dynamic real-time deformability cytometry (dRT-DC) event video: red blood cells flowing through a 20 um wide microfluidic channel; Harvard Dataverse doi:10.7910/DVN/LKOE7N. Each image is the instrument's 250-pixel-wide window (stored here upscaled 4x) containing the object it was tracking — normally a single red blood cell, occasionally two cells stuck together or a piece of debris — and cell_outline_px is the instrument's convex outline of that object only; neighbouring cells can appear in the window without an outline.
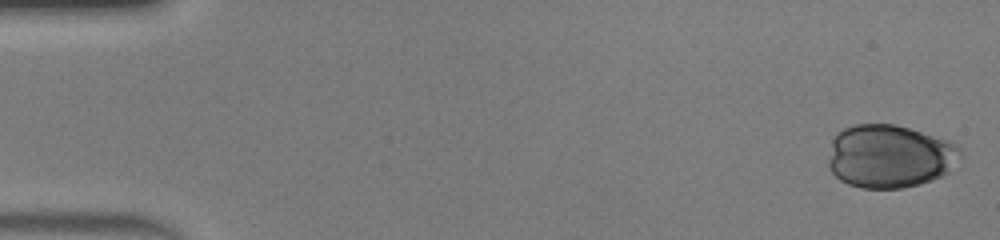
{"species": "human", "species_latin": "Homo sapiens", "temperature_condition": "warm", "stored_images_in_passage": 40, "camera_frame_rate_fps": 3000, "um_per_image_px": 0.085, "donor": {"sex": "male"}, "frame": {"image": 1, "passage_image": 1, "time_ms": 0.0, "image_size_px": [1000, 240], "cell_outline_px": [[960, 156], [948, 172], [932, 180], [920, 184], [900, 188], [860, 188], [848, 184], [840, 180], [828, 168], [828, 160], [832, 136], [836, 132], [844, 128], [856, 124], [896, 124], [948, 140], [956, 144], [960, 152]], "centroid_in_image_um": [75.57, 13.28], "position_along_channel_um": 9.4, "area_um2": 48.78}}
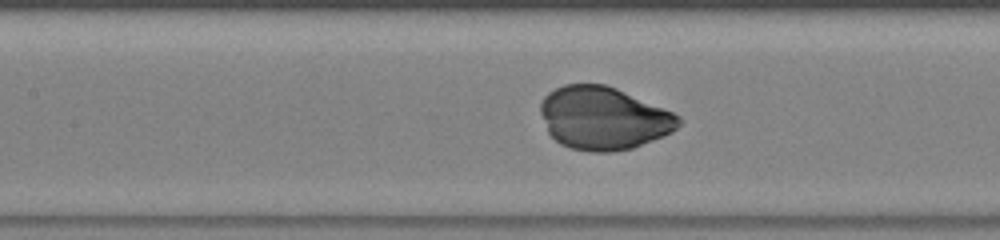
{"frame": {"image": 2, "passage_image": 22, "time_ms": 7.0, "image_size_px": [1000, 240], "cell_outline_px": [[684, 120], [672, 132], [632, 148], [612, 152], [592, 152], [572, 148], [560, 144], [548, 132], [540, 112], [540, 104], [544, 96], [548, 92], [564, 84], [604, 84], [616, 88], [672, 112], [680, 116]], "centroid_in_image_um": [51.28, 10.04], "position_along_channel_um": 156.1, "area_um2": 50.4}}
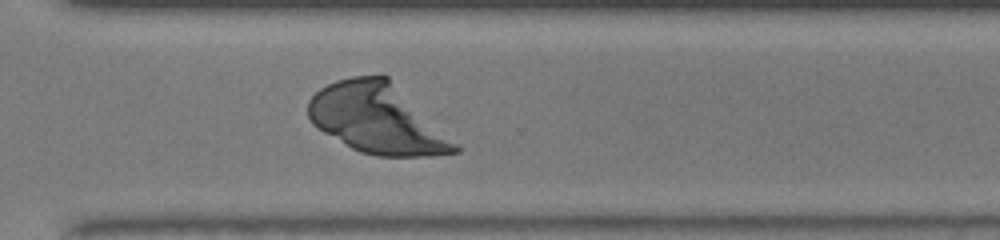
{"frame": {"image": 3, "passage_image": 35, "time_ms": 11.333, "image_size_px": [1000, 240], "cell_outline_px": [[460, 152], [432, 156], [376, 156], [360, 152], [352, 148], [316, 128], [312, 124], [308, 116], [308, 100], [320, 88], [336, 80], [352, 76], [388, 76], [460, 144]], "centroid_in_image_um": [32.11, 10.11], "position_along_channel_um": 338.5, "area_um2": 59.88}}